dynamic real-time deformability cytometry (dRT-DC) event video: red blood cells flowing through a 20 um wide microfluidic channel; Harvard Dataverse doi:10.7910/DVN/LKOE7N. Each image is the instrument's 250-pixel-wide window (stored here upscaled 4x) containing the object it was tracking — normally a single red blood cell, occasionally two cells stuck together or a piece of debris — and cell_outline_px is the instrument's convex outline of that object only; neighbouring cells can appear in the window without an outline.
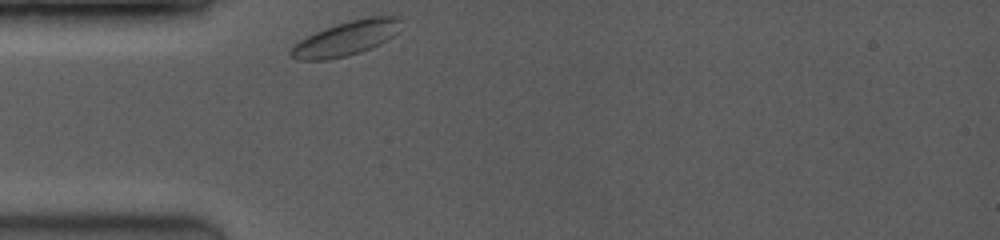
{"species": "common noctule bat (a hibernating species)", "species_latin": "Nyctalus noctula", "temperature_condition": "room temperature", "stored_images_in_passage": 11, "camera_frame_rate_fps": 3500, "um_per_image_px": 0.085, "animal": {"sex": "female", "body_mass_g": 19.0, "forearm_length_mm": 53.3}, "frame": {"image": 1, "passage_image": 1, "time_ms": 0.0, "image_size_px": [1000, 240], "cell_outline_px": [[400, 20], [396, 32], [388, 40], [372, 48], [348, 56], [328, 60], [296, 60], [288, 52], [300, 40], [316, 32], [336, 24], [348, 20], [372, 16], [396, 16]], "centroid_in_image_um": [29.41, 3.28], "position_along_channel_um": 55.6, "area_um2": 21.91}}